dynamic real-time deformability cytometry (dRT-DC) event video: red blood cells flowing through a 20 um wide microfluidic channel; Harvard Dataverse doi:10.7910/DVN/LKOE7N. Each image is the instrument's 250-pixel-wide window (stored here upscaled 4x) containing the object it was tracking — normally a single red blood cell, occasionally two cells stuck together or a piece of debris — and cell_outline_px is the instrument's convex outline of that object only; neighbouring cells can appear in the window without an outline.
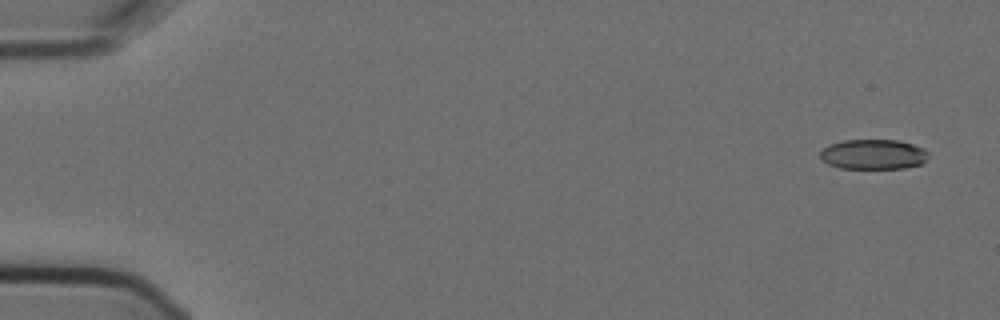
{"species": "Egyptian fruit bat (a non-hibernating species)", "species_latin": "Rousettus aegyptiacus", "temperature_condition": "cold", "stored_images_in_passage": 4, "camera_frame_rate_fps": 3000, "um_per_image_px": 0.085, "animal": {"sex": "female"}, "frame": {"image": 1, "passage_image": 4, "time_ms": 1.0, "image_size_px": [1000, 320], "cell_outline_px": [[928, 156], [920, 164], [904, 168], [840, 168], [828, 164], [820, 160], [820, 152], [824, 148], [832, 144], [844, 140], [896, 140], [912, 144], [924, 148], [928, 152]], "centroid_in_image_um": [74.22, 13.12], "position_along_channel_um": 10.8, "area_um2": 18.79}}